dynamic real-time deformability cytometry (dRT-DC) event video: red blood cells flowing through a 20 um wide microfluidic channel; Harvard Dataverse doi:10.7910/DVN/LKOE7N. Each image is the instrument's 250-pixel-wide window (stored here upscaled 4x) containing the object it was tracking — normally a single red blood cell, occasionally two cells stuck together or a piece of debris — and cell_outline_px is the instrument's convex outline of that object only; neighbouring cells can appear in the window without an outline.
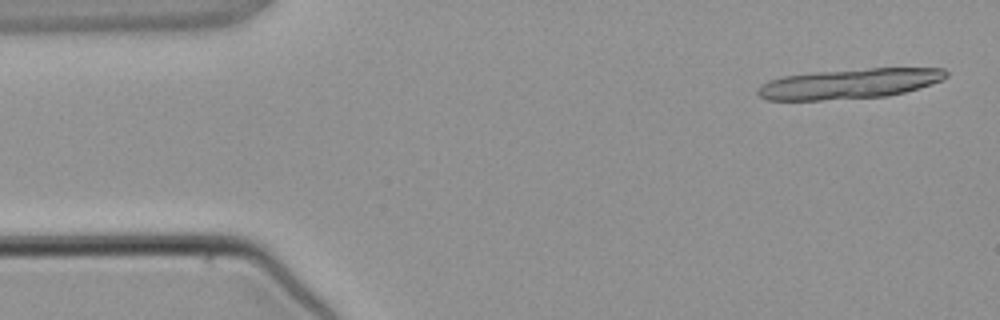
{"species": "common noctule bat (a hibernating species)", "species_latin": "Nyctalus noctula", "temperature_condition": "warm", "stored_images_in_passage": 3, "camera_frame_rate_fps": 3000, "um_per_image_px": 0.085, "animal": {"sex": "male", "body_mass_g": 21.5, "forearm_length_mm": 52.0}, "frame": {"image": 1, "passage_image": 1, "time_ms": 0.0, "image_size_px": [1000, 320], "cell_outline_px": [[948, 76], [944, 80], [920, 88], [888, 96], [820, 100], [768, 100], [760, 96], [756, 92], [756, 88], [760, 84], [768, 80], [784, 76], [816, 72], [868, 68], [944, 68], [948, 72]], "centroid_in_image_um": [72.21, 7.11], "position_along_channel_um": 12.8, "area_um2": 33.18}}